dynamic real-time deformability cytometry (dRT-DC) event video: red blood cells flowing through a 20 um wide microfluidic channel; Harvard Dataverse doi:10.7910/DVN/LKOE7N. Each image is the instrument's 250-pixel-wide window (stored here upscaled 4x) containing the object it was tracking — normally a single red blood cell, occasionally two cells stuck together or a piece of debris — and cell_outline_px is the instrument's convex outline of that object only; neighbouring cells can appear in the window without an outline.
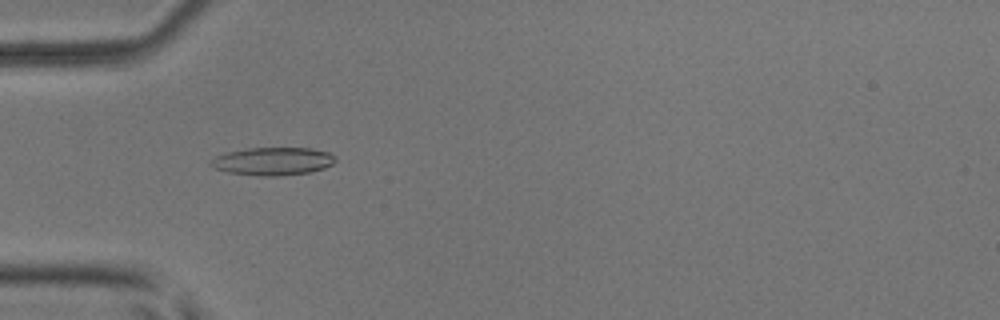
{"species": "common noctule bat (a hibernating species)", "species_latin": "Nyctalus noctula", "temperature_condition": "room temperature", "stored_images_in_passage": 36, "camera_frame_rate_fps": 3000, "um_per_image_px": 0.085, "animal": {"sex": "male", "body_mass_g": 17.9, "forearm_length_mm": 54.2}, "frame": {"image": 1, "passage_image": 8, "time_ms": 2.333, "image_size_px": [1000, 320], "cell_outline_px": [[336, 160], [332, 164], [324, 168], [308, 172], [276, 176], [260, 176], [228, 172], [216, 168], [208, 164], [216, 156], [228, 152], [248, 148], [312, 148], [328, 152], [336, 156]], "centroid_in_image_um": [23.22, 13.7], "position_along_channel_um": 61.8, "area_um2": 20.11}}
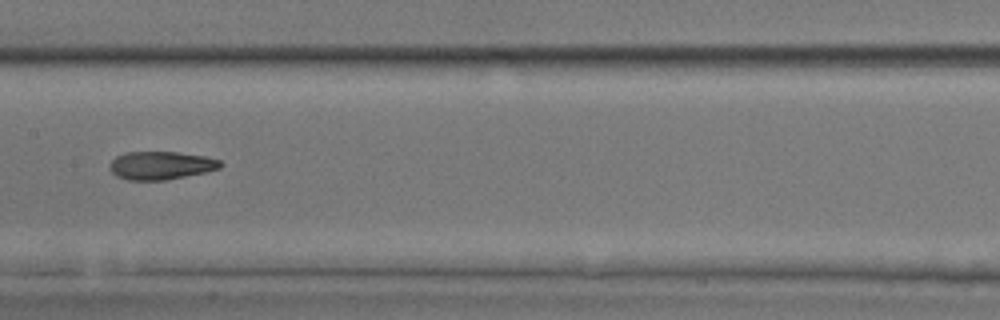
{"frame": {"image": 2, "passage_image": 18, "time_ms": 5.667, "image_size_px": [1000, 320], "cell_outline_px": [[224, 164], [220, 168], [204, 172], [164, 180], [128, 180], [116, 176], [108, 168], [112, 160], [116, 156], [124, 152], [176, 152], [204, 156], [220, 160]], "centroid_in_image_um": [13.65, 14.06], "position_along_channel_um": 193.8, "area_um2": 18.09}}
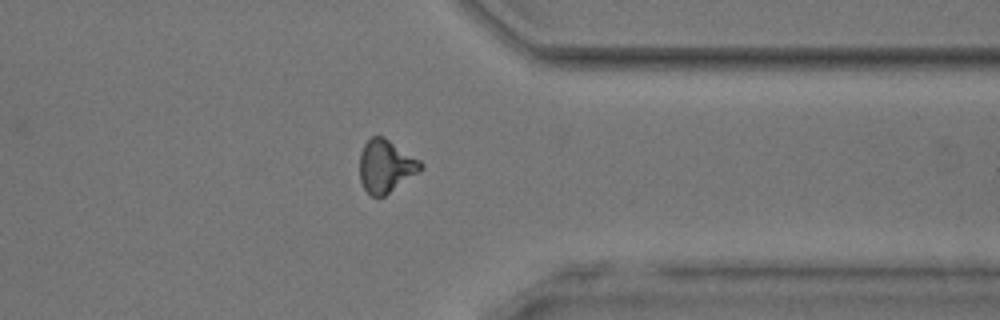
{"frame": {"image": 3, "passage_image": 32, "time_ms": 10.333, "image_size_px": [1000, 320], "cell_outline_px": [[424, 168], [384, 196], [372, 196], [364, 188], [360, 180], [360, 152], [364, 144], [372, 136], [384, 136], [420, 160], [424, 164]], "centroid_in_image_um": [32.79, 14.1], "position_along_channel_um": 378.6, "area_um2": 18.67}, "authors_computed_cell_mechanics": {"area_um2": 18.4671, "velocity_mm_per_s": 4.0706, "shape_relaxation_time_tau1_ms": 4.9612, "shape_relaxation_time_tau2_ms": 2.5638, "deformation_change_tau1": 0.1715, "deformation_change_tau2": 0.1146}}